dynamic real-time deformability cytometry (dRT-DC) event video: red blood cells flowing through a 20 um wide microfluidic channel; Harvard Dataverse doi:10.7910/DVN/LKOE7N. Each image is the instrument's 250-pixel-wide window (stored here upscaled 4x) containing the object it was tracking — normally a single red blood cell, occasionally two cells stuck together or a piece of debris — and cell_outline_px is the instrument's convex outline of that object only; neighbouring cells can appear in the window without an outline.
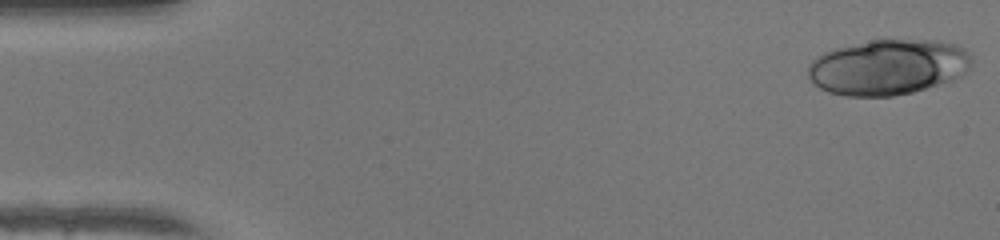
{"species": "human", "species_latin": "Homo sapiens", "temperature_condition": "warm", "stored_images_in_passage": 48, "camera_frame_rate_fps": 3000, "um_per_image_px": 0.085, "donor": {"sex": "female"}, "frame": {"image": 1, "passage_image": 1, "time_ms": 0.0, "image_size_px": [1000, 240], "cell_outline_px": [[972, 68], [960, 76], [952, 80], [912, 92], [892, 96], [844, 96], [828, 92], [812, 84], [808, 76], [808, 64], [812, 60], [824, 52], [836, 48], [872, 40], [936, 40], [956, 44], [964, 48], [972, 56]], "centroid_in_image_um": [75.49, 5.71], "position_along_channel_um": 9.5, "area_um2": 53.18}}
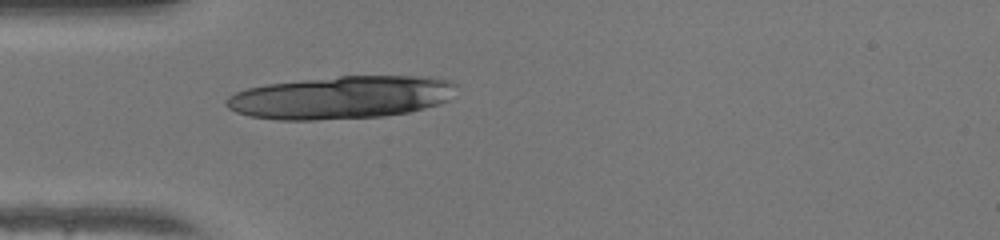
{"frame": {"image": 2, "passage_image": 14, "time_ms": 4.333, "image_size_px": [1000, 240], "cell_outline_px": [[456, 84], [448, 100], [440, 104], [408, 112], [384, 116], [316, 120], [276, 120], [248, 116], [236, 112], [228, 108], [224, 104], [224, 100], [228, 96], [236, 92], [248, 88], [268, 84], [340, 76], [436, 76], [452, 80]], "centroid_in_image_um": [28.99, 8.28], "position_along_channel_um": 56.0, "area_um2": 57.57}}
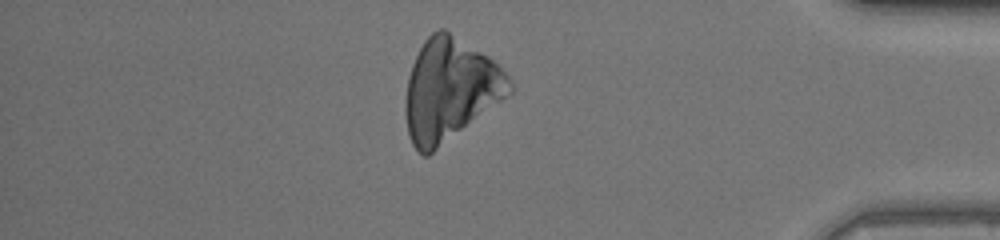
{"frame": {"image": 3, "passage_image": 41, "time_ms": 13.333, "image_size_px": [1000, 240], "cell_outline_px": [[512, 92], [508, 96], [428, 156], [424, 156], [412, 144], [408, 132], [404, 112], [404, 104], [408, 76], [412, 64], [424, 40], [432, 32], [440, 28], [444, 28], [488, 56], [512, 80]], "centroid_in_image_um": [38.22, 7.64], "position_along_channel_um": 397.0, "area_um2": 61.67}}